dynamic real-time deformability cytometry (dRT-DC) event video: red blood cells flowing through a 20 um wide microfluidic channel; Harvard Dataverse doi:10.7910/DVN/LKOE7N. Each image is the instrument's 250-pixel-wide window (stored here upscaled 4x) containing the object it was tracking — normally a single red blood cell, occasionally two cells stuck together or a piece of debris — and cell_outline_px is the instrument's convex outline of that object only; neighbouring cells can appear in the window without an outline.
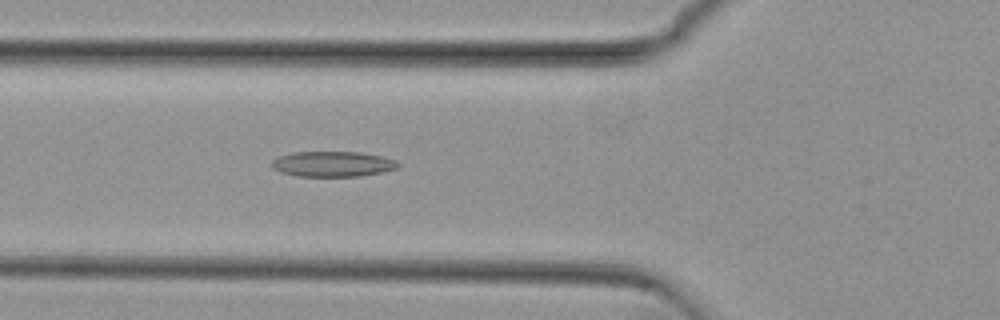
{"species": "common noctule bat (a hibernating species)", "species_latin": "Nyctalus noctula", "temperature_condition": "cold", "stored_images_in_passage": 54, "camera_frame_rate_fps": 3000, "um_per_image_px": 0.085, "animal": {"sex": "female", "body_mass_g": 29.2, "forearm_length_mm": 56.3}, "frame": {"image": 1, "passage_image": 20, "time_ms": 6.333, "image_size_px": [1000, 320], "cell_outline_px": [[400, 168], [360, 176], [296, 176], [280, 172], [272, 168], [272, 160], [280, 156], [292, 152], [360, 152], [380, 156], [396, 160], [400, 164]], "centroid_in_image_um": [28.28, 13.94], "position_along_channel_um": 97.5, "area_um2": 18.67}}
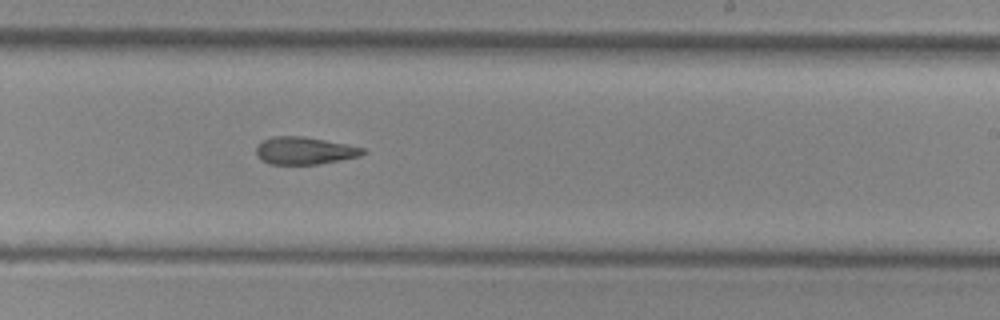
{"frame": {"image": 2, "passage_image": 33, "time_ms": 10.667, "image_size_px": [1000, 320], "cell_outline_px": [[364, 152], [360, 156], [320, 164], [268, 164], [260, 160], [256, 156], [256, 144], [272, 136], [304, 136], [364, 148]], "centroid_in_image_um": [25.81, 12.81], "position_along_channel_um": 263.2, "area_um2": 17.05}}
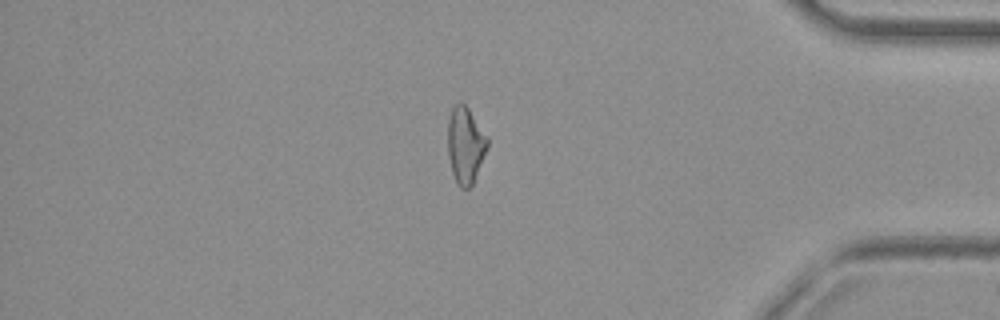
{"frame": {"image": 3, "passage_image": 46, "time_ms": 15.0, "image_size_px": [1000, 320], "cell_outline_px": [[488, 148], [472, 184], [468, 188], [460, 188], [456, 184], [452, 172], [448, 156], [448, 120], [452, 108], [460, 100], [468, 108], [488, 136]], "centroid_in_image_um": [39.56, 12.33], "position_along_channel_um": 395.6, "area_um2": 17.74}, "authors_computed_cell_mechanics": {"area_um2": 18.4671, "velocity_mm_per_s": 3.8122, "shape_relaxation_time_tau1_ms": null, "shape_relaxation_time_tau2_ms": 9.3623, "deformation_change_tau1": null, "deformation_change_tau2": 0.1964}}